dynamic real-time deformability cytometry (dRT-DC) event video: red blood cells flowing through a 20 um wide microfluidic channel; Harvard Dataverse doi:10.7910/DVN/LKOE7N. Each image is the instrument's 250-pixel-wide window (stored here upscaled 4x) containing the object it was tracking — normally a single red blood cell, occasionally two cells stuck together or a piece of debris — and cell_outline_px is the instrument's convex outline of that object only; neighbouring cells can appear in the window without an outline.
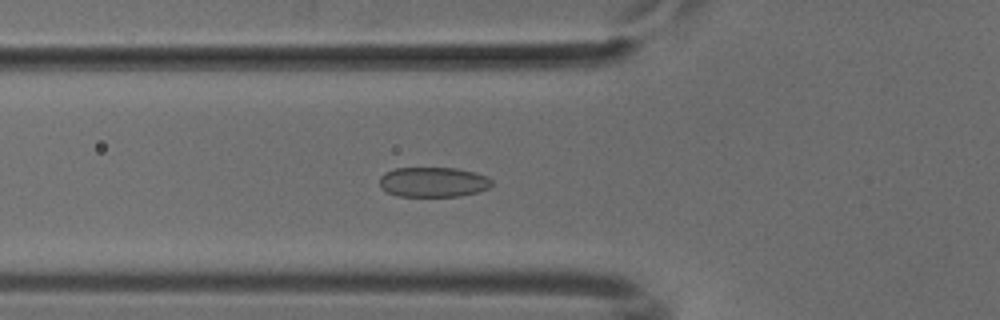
{"species": "common noctule bat (a hibernating species)", "species_latin": "Nyctalus noctula", "temperature_condition": "cold", "stored_images_in_passage": 53, "camera_frame_rate_fps": 3000, "um_per_image_px": 0.085, "animal": {"sex": "male", "body_mass_g": 18.8}, "frame": {"image": 1, "passage_image": 19, "time_ms": 6.0, "image_size_px": [1000, 320], "cell_outline_px": [[492, 184], [488, 188], [480, 192], [460, 196], [396, 196], [380, 188], [380, 176], [384, 172], [396, 168], [456, 168], [476, 172], [488, 176], [492, 180]], "centroid_in_image_um": [36.84, 15.47], "position_along_channel_um": 89.0, "area_um2": 19.83}}
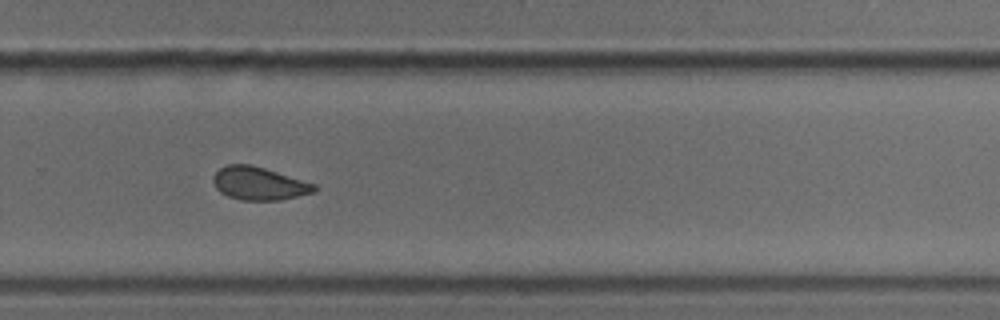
{"frame": {"image": 2, "passage_image": 36, "time_ms": 11.667, "image_size_px": [1000, 320], "cell_outline_px": [[316, 192], [280, 200], [240, 200], [228, 196], [220, 192], [216, 188], [212, 180], [212, 176], [220, 168], [228, 164], [252, 164], [316, 184]], "centroid_in_image_um": [22.0, 15.59], "position_along_channel_um": 307.8, "area_um2": 19.54}}
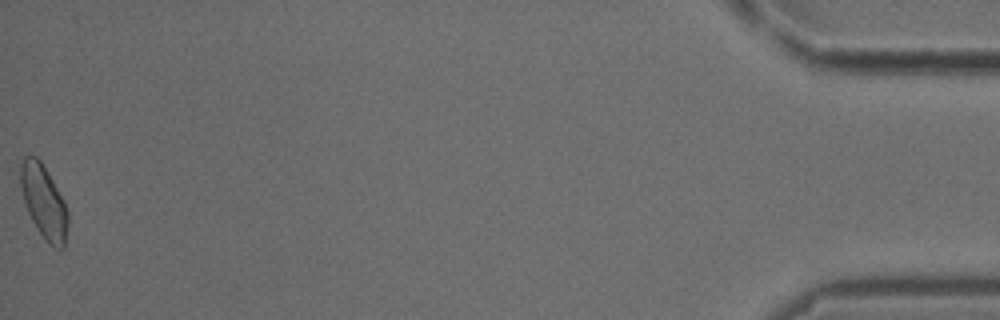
{"frame": {"image": 3, "passage_image": 53, "time_ms": 17.333, "image_size_px": [1000, 320], "cell_outline_px": [[68, 224], [64, 248], [56, 248], [48, 244], [44, 240], [32, 220], [28, 212], [24, 200], [20, 184], [20, 164], [24, 156], [36, 156], [40, 160], [52, 180], [68, 212]], "centroid_in_image_um": [3.71, 17.17], "position_along_channel_um": 431.5, "area_um2": 19.94}}